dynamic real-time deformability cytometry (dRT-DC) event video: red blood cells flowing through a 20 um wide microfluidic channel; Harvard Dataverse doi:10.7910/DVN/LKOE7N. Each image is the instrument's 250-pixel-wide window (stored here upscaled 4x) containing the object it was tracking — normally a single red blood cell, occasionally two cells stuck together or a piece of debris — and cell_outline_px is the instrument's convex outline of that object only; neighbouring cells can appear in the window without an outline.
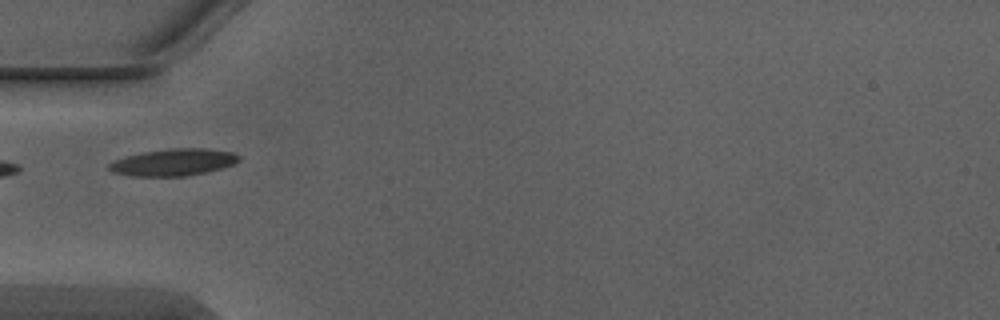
{"species": "Egyptian fruit bat (a non-hibernating species)", "species_latin": "Rousettus aegyptiacus", "temperature_condition": "warm", "stored_images_in_passage": 2, "camera_frame_rate_fps": 3000, "um_per_image_px": 0.085, "animal": {"sex": "male"}, "frame": {"image": 1, "passage_image": 1, "time_ms": 0.0, "image_size_px": [1000, 320], "cell_outline_px": [[240, 160], [232, 164], [220, 168], [204, 172], [184, 176], [132, 176], [112, 172], [108, 168], [108, 164], [116, 160], [128, 156], [144, 152], [172, 148], [204, 148], [232, 152], [240, 156]], "centroid_in_image_um": [14.74, 13.79], "position_along_channel_um": 70.3, "area_um2": 20.06}}
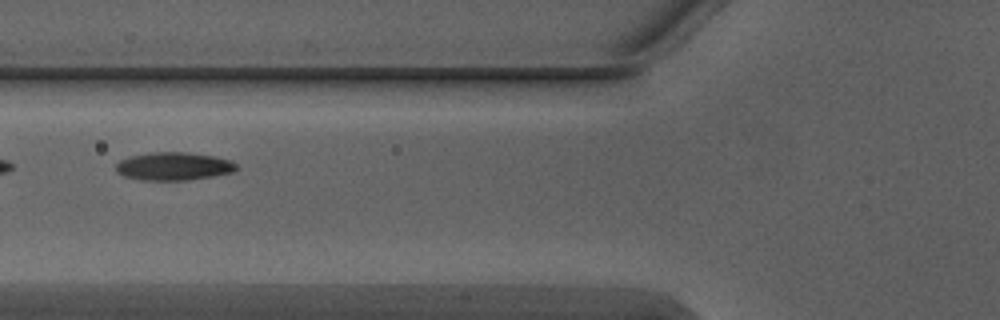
{"frame": {"image": 2, "passage_image": 2, "time_ms": 0.333, "image_size_px": [1000, 320], "cell_outline_px": [[240, 168], [232, 172], [212, 176], [188, 180], [140, 180], [124, 176], [116, 172], [116, 164], [120, 160], [132, 156], [152, 152], [188, 152], [212, 156], [232, 160]], "centroid_in_image_um": [14.77, 14.13], "position_along_channel_um": 111.0, "area_um2": 19.71}}